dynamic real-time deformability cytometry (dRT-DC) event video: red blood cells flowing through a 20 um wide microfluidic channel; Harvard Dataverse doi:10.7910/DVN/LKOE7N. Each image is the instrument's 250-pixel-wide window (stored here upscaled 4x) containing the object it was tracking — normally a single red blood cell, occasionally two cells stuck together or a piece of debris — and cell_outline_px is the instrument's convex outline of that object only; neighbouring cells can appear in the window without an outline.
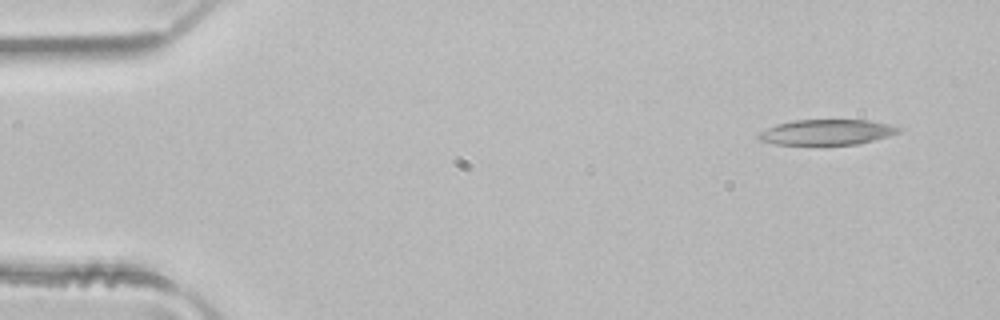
{"species": "common noctule bat (a hibernating species)", "species_latin": "Nyctalus noctula", "temperature_condition": "room temperature", "stored_images_in_passage": 4, "camera_frame_rate_fps": 3000, "um_per_image_px": 0.085, "animal": {"sex": "male", "body_mass_g": 21.5, "forearm_length_mm": 52.0}, "frame": {"image": 1, "passage_image": 1, "time_ms": 0.0, "image_size_px": [1000, 320], "cell_outline_px": [[904, 128], [900, 132], [888, 136], [856, 144], [776, 144], [760, 140], [756, 136], [760, 132], [776, 124], [792, 120], [868, 120], [888, 124]], "centroid_in_image_um": [70.29, 11.22], "position_along_channel_um": 14.7, "area_um2": 20.52}}
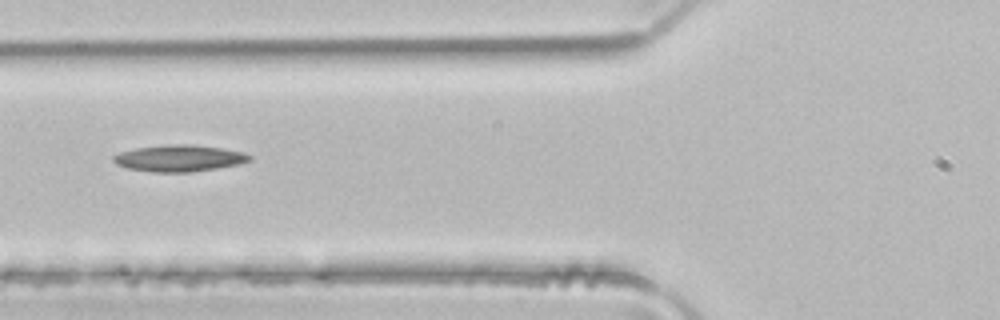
{"frame": {"image": 2, "passage_image": 4, "time_ms": 1.0, "image_size_px": [1000, 320], "cell_outline_px": [[252, 160], [240, 164], [192, 172], [152, 172], [128, 168], [116, 164], [112, 160], [112, 156], [120, 152], [136, 148], [168, 144], [188, 144], [220, 148], [244, 152], [252, 156]], "centroid_in_image_um": [15.23, 13.45], "position_along_channel_um": 110.6, "area_um2": 21.1}}